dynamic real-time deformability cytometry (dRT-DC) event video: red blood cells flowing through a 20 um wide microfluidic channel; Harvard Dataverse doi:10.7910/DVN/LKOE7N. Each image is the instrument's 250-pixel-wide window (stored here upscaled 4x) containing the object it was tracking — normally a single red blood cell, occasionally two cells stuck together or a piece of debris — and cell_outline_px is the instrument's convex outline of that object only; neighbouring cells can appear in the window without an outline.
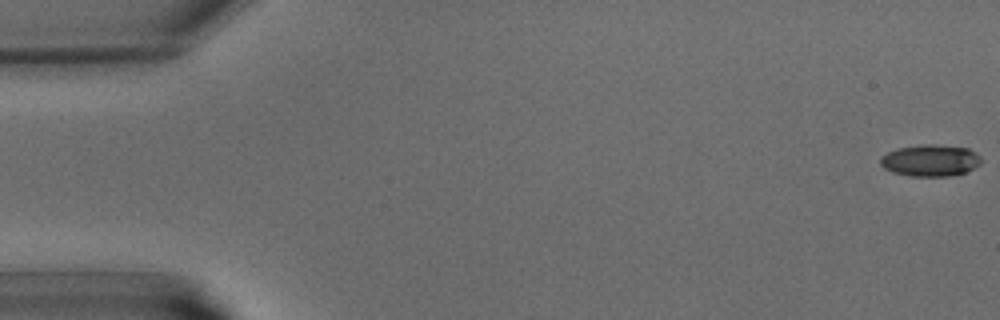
{"species": "common noctule bat (a hibernating species)", "species_latin": "Nyctalus noctula", "temperature_condition": "warm", "stored_images_in_passage": 5, "camera_frame_rate_fps": 3000, "um_per_image_px": 0.085, "animal": {"sex": "male", "body_mass_g": 15.6}, "frame": {"image": 1, "passage_image": 1, "time_ms": 0.0, "image_size_px": [1000, 320], "cell_outline_px": [[980, 164], [964, 172], [948, 176], [908, 176], [892, 172], [884, 168], [880, 164], [880, 156], [888, 152], [900, 148], [928, 144], [936, 144], [968, 148], [976, 152], [980, 156]], "centroid_in_image_um": [79.06, 13.64], "position_along_channel_um": 5.9, "area_um2": 18.5}}